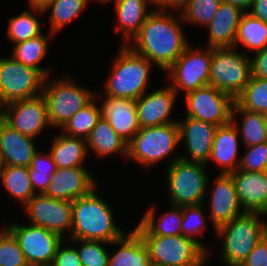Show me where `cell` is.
Instances as JSON below:
<instances>
[{
  "instance_id": "13",
  "label": "cell",
  "mask_w": 267,
  "mask_h": 266,
  "mask_svg": "<svg viewBox=\"0 0 267 266\" xmlns=\"http://www.w3.org/2000/svg\"><path fill=\"white\" fill-rule=\"evenodd\" d=\"M190 50V46H188L167 70L171 74V79L174 80V85L171 87L176 92L177 87L185 89L187 94L209 85L212 48L209 47L203 52L201 50L191 52Z\"/></svg>"
},
{
  "instance_id": "45",
  "label": "cell",
  "mask_w": 267,
  "mask_h": 266,
  "mask_svg": "<svg viewBox=\"0 0 267 266\" xmlns=\"http://www.w3.org/2000/svg\"><path fill=\"white\" fill-rule=\"evenodd\" d=\"M62 243L58 246L56 255L51 266H82L77 249L74 247H61Z\"/></svg>"
},
{
  "instance_id": "12",
  "label": "cell",
  "mask_w": 267,
  "mask_h": 266,
  "mask_svg": "<svg viewBox=\"0 0 267 266\" xmlns=\"http://www.w3.org/2000/svg\"><path fill=\"white\" fill-rule=\"evenodd\" d=\"M7 229L18 241L29 265H52L62 237L41 226L10 224Z\"/></svg>"
},
{
  "instance_id": "32",
  "label": "cell",
  "mask_w": 267,
  "mask_h": 266,
  "mask_svg": "<svg viewBox=\"0 0 267 266\" xmlns=\"http://www.w3.org/2000/svg\"><path fill=\"white\" fill-rule=\"evenodd\" d=\"M240 112L244 116L242 123L243 142L247 147L264 143L267 139V123L264 113L251 112L234 102L232 115Z\"/></svg>"
},
{
  "instance_id": "14",
  "label": "cell",
  "mask_w": 267,
  "mask_h": 266,
  "mask_svg": "<svg viewBox=\"0 0 267 266\" xmlns=\"http://www.w3.org/2000/svg\"><path fill=\"white\" fill-rule=\"evenodd\" d=\"M24 206L32 225L41 226L62 236L72 227V202L58 200L45 194L34 195Z\"/></svg>"
},
{
  "instance_id": "6",
  "label": "cell",
  "mask_w": 267,
  "mask_h": 266,
  "mask_svg": "<svg viewBox=\"0 0 267 266\" xmlns=\"http://www.w3.org/2000/svg\"><path fill=\"white\" fill-rule=\"evenodd\" d=\"M232 49L212 48L209 85L236 100L251 78V68L246 53Z\"/></svg>"
},
{
  "instance_id": "25",
  "label": "cell",
  "mask_w": 267,
  "mask_h": 266,
  "mask_svg": "<svg viewBox=\"0 0 267 266\" xmlns=\"http://www.w3.org/2000/svg\"><path fill=\"white\" fill-rule=\"evenodd\" d=\"M112 243L121 247L113 256H109L108 266H152L149 251L135 230Z\"/></svg>"
},
{
  "instance_id": "18",
  "label": "cell",
  "mask_w": 267,
  "mask_h": 266,
  "mask_svg": "<svg viewBox=\"0 0 267 266\" xmlns=\"http://www.w3.org/2000/svg\"><path fill=\"white\" fill-rule=\"evenodd\" d=\"M230 174L244 211L267 214V173L237 169Z\"/></svg>"
},
{
  "instance_id": "52",
  "label": "cell",
  "mask_w": 267,
  "mask_h": 266,
  "mask_svg": "<svg viewBox=\"0 0 267 266\" xmlns=\"http://www.w3.org/2000/svg\"><path fill=\"white\" fill-rule=\"evenodd\" d=\"M2 167H3V163H2V160L0 158V174H1V171H2Z\"/></svg>"
},
{
  "instance_id": "41",
  "label": "cell",
  "mask_w": 267,
  "mask_h": 266,
  "mask_svg": "<svg viewBox=\"0 0 267 266\" xmlns=\"http://www.w3.org/2000/svg\"><path fill=\"white\" fill-rule=\"evenodd\" d=\"M201 204L182 206V235L186 238L196 241L205 251L204 245L194 239L192 235L202 233L205 228L203 210Z\"/></svg>"
},
{
  "instance_id": "10",
  "label": "cell",
  "mask_w": 267,
  "mask_h": 266,
  "mask_svg": "<svg viewBox=\"0 0 267 266\" xmlns=\"http://www.w3.org/2000/svg\"><path fill=\"white\" fill-rule=\"evenodd\" d=\"M45 79L39 70L17 62L12 56L0 59V93L6 104L38 97L37 89L42 91Z\"/></svg>"
},
{
  "instance_id": "54",
  "label": "cell",
  "mask_w": 267,
  "mask_h": 266,
  "mask_svg": "<svg viewBox=\"0 0 267 266\" xmlns=\"http://www.w3.org/2000/svg\"><path fill=\"white\" fill-rule=\"evenodd\" d=\"M3 122V116H0V125Z\"/></svg>"
},
{
  "instance_id": "27",
  "label": "cell",
  "mask_w": 267,
  "mask_h": 266,
  "mask_svg": "<svg viewBox=\"0 0 267 266\" xmlns=\"http://www.w3.org/2000/svg\"><path fill=\"white\" fill-rule=\"evenodd\" d=\"M173 211L159 218L158 224L154 223V210L150 209L143 217L135 231L140 236H171L182 235V206L173 205Z\"/></svg>"
},
{
  "instance_id": "15",
  "label": "cell",
  "mask_w": 267,
  "mask_h": 266,
  "mask_svg": "<svg viewBox=\"0 0 267 266\" xmlns=\"http://www.w3.org/2000/svg\"><path fill=\"white\" fill-rule=\"evenodd\" d=\"M6 106L8 107L4 111L3 121L23 135L34 138L43 127L50 125L47 104L42 94L28 100L14 101Z\"/></svg>"
},
{
  "instance_id": "56",
  "label": "cell",
  "mask_w": 267,
  "mask_h": 266,
  "mask_svg": "<svg viewBox=\"0 0 267 266\" xmlns=\"http://www.w3.org/2000/svg\"><path fill=\"white\" fill-rule=\"evenodd\" d=\"M101 2H106L107 3V1H109V0H100Z\"/></svg>"
},
{
  "instance_id": "5",
  "label": "cell",
  "mask_w": 267,
  "mask_h": 266,
  "mask_svg": "<svg viewBox=\"0 0 267 266\" xmlns=\"http://www.w3.org/2000/svg\"><path fill=\"white\" fill-rule=\"evenodd\" d=\"M152 266H202L207 258L196 241L183 235L141 236Z\"/></svg>"
},
{
  "instance_id": "30",
  "label": "cell",
  "mask_w": 267,
  "mask_h": 266,
  "mask_svg": "<svg viewBox=\"0 0 267 266\" xmlns=\"http://www.w3.org/2000/svg\"><path fill=\"white\" fill-rule=\"evenodd\" d=\"M237 42L256 52L264 49L267 46V22L250 13H243L237 29L235 46Z\"/></svg>"
},
{
  "instance_id": "55",
  "label": "cell",
  "mask_w": 267,
  "mask_h": 266,
  "mask_svg": "<svg viewBox=\"0 0 267 266\" xmlns=\"http://www.w3.org/2000/svg\"><path fill=\"white\" fill-rule=\"evenodd\" d=\"M264 144H265V147L267 149V139L265 140Z\"/></svg>"
},
{
  "instance_id": "9",
  "label": "cell",
  "mask_w": 267,
  "mask_h": 266,
  "mask_svg": "<svg viewBox=\"0 0 267 266\" xmlns=\"http://www.w3.org/2000/svg\"><path fill=\"white\" fill-rule=\"evenodd\" d=\"M46 82L45 79L41 94L47 104L51 126L63 127L74 114L94 99L90 91L79 87L69 79L54 81L50 86H46Z\"/></svg>"
},
{
  "instance_id": "4",
  "label": "cell",
  "mask_w": 267,
  "mask_h": 266,
  "mask_svg": "<svg viewBox=\"0 0 267 266\" xmlns=\"http://www.w3.org/2000/svg\"><path fill=\"white\" fill-rule=\"evenodd\" d=\"M106 84L107 97L136 100L145 93L151 61L129 46L121 49Z\"/></svg>"
},
{
  "instance_id": "47",
  "label": "cell",
  "mask_w": 267,
  "mask_h": 266,
  "mask_svg": "<svg viewBox=\"0 0 267 266\" xmlns=\"http://www.w3.org/2000/svg\"><path fill=\"white\" fill-rule=\"evenodd\" d=\"M251 7L252 16L267 22V0H253Z\"/></svg>"
},
{
  "instance_id": "11",
  "label": "cell",
  "mask_w": 267,
  "mask_h": 266,
  "mask_svg": "<svg viewBox=\"0 0 267 266\" xmlns=\"http://www.w3.org/2000/svg\"><path fill=\"white\" fill-rule=\"evenodd\" d=\"M187 117L210 122L216 126L231 121L235 100L217 88L206 85L186 94Z\"/></svg>"
},
{
  "instance_id": "38",
  "label": "cell",
  "mask_w": 267,
  "mask_h": 266,
  "mask_svg": "<svg viewBox=\"0 0 267 266\" xmlns=\"http://www.w3.org/2000/svg\"><path fill=\"white\" fill-rule=\"evenodd\" d=\"M39 155V152L34 155L31 166L29 167V174L34 193L35 189L38 187L40 190L39 194H44L48 189L51 177L57 168L51 154L45 156Z\"/></svg>"
},
{
  "instance_id": "43",
  "label": "cell",
  "mask_w": 267,
  "mask_h": 266,
  "mask_svg": "<svg viewBox=\"0 0 267 266\" xmlns=\"http://www.w3.org/2000/svg\"><path fill=\"white\" fill-rule=\"evenodd\" d=\"M248 152L239 161L238 170L266 172L267 170V149L264 143L247 147Z\"/></svg>"
},
{
  "instance_id": "17",
  "label": "cell",
  "mask_w": 267,
  "mask_h": 266,
  "mask_svg": "<svg viewBox=\"0 0 267 266\" xmlns=\"http://www.w3.org/2000/svg\"><path fill=\"white\" fill-rule=\"evenodd\" d=\"M179 138L185 140L189 154L192 158L180 157L185 161L206 164L211 155L212 144L218 126L186 116L185 122H177Z\"/></svg>"
},
{
  "instance_id": "22",
  "label": "cell",
  "mask_w": 267,
  "mask_h": 266,
  "mask_svg": "<svg viewBox=\"0 0 267 266\" xmlns=\"http://www.w3.org/2000/svg\"><path fill=\"white\" fill-rule=\"evenodd\" d=\"M211 200L212 221L217 229L219 226L231 222L245 211L239 212L240 203L231 174L219 176L214 187Z\"/></svg>"
},
{
  "instance_id": "2",
  "label": "cell",
  "mask_w": 267,
  "mask_h": 266,
  "mask_svg": "<svg viewBox=\"0 0 267 266\" xmlns=\"http://www.w3.org/2000/svg\"><path fill=\"white\" fill-rule=\"evenodd\" d=\"M72 240H100L112 243L124 234L112 217L109 206L96 195L94 189L72 201Z\"/></svg>"
},
{
  "instance_id": "51",
  "label": "cell",
  "mask_w": 267,
  "mask_h": 266,
  "mask_svg": "<svg viewBox=\"0 0 267 266\" xmlns=\"http://www.w3.org/2000/svg\"><path fill=\"white\" fill-rule=\"evenodd\" d=\"M3 104V106L6 107V103L4 102L2 96H1V93H0V105ZM4 114V110L0 112V116H3Z\"/></svg>"
},
{
  "instance_id": "8",
  "label": "cell",
  "mask_w": 267,
  "mask_h": 266,
  "mask_svg": "<svg viewBox=\"0 0 267 266\" xmlns=\"http://www.w3.org/2000/svg\"><path fill=\"white\" fill-rule=\"evenodd\" d=\"M205 164L174 158L168 169L169 192L175 206L202 203L207 188Z\"/></svg>"
},
{
  "instance_id": "46",
  "label": "cell",
  "mask_w": 267,
  "mask_h": 266,
  "mask_svg": "<svg viewBox=\"0 0 267 266\" xmlns=\"http://www.w3.org/2000/svg\"><path fill=\"white\" fill-rule=\"evenodd\" d=\"M251 77L267 79V46L250 60Z\"/></svg>"
},
{
  "instance_id": "3",
  "label": "cell",
  "mask_w": 267,
  "mask_h": 266,
  "mask_svg": "<svg viewBox=\"0 0 267 266\" xmlns=\"http://www.w3.org/2000/svg\"><path fill=\"white\" fill-rule=\"evenodd\" d=\"M258 212H244L216 230L224 241L223 257L228 266H240L256 244L267 234Z\"/></svg>"
},
{
  "instance_id": "23",
  "label": "cell",
  "mask_w": 267,
  "mask_h": 266,
  "mask_svg": "<svg viewBox=\"0 0 267 266\" xmlns=\"http://www.w3.org/2000/svg\"><path fill=\"white\" fill-rule=\"evenodd\" d=\"M244 12L229 3L221 2L208 24L210 48H233L240 19Z\"/></svg>"
},
{
  "instance_id": "28",
  "label": "cell",
  "mask_w": 267,
  "mask_h": 266,
  "mask_svg": "<svg viewBox=\"0 0 267 266\" xmlns=\"http://www.w3.org/2000/svg\"><path fill=\"white\" fill-rule=\"evenodd\" d=\"M86 144H89V147L101 156L116 152H123L122 154L127 156L128 143L115 132L110 123L102 116L86 139Z\"/></svg>"
},
{
  "instance_id": "53",
  "label": "cell",
  "mask_w": 267,
  "mask_h": 266,
  "mask_svg": "<svg viewBox=\"0 0 267 266\" xmlns=\"http://www.w3.org/2000/svg\"><path fill=\"white\" fill-rule=\"evenodd\" d=\"M28 266H51V265H28Z\"/></svg>"
},
{
  "instance_id": "49",
  "label": "cell",
  "mask_w": 267,
  "mask_h": 266,
  "mask_svg": "<svg viewBox=\"0 0 267 266\" xmlns=\"http://www.w3.org/2000/svg\"><path fill=\"white\" fill-rule=\"evenodd\" d=\"M185 1L186 0H148V2H153L157 4L160 8H162V10L168 5L174 6L176 8L181 7Z\"/></svg>"
},
{
  "instance_id": "31",
  "label": "cell",
  "mask_w": 267,
  "mask_h": 266,
  "mask_svg": "<svg viewBox=\"0 0 267 266\" xmlns=\"http://www.w3.org/2000/svg\"><path fill=\"white\" fill-rule=\"evenodd\" d=\"M0 177L10 194L24 205L35 195L28 167L3 165Z\"/></svg>"
},
{
  "instance_id": "26",
  "label": "cell",
  "mask_w": 267,
  "mask_h": 266,
  "mask_svg": "<svg viewBox=\"0 0 267 266\" xmlns=\"http://www.w3.org/2000/svg\"><path fill=\"white\" fill-rule=\"evenodd\" d=\"M85 141L81 137L59 135L54 140L50 151L56 168L83 167L81 164L88 151Z\"/></svg>"
},
{
  "instance_id": "35",
  "label": "cell",
  "mask_w": 267,
  "mask_h": 266,
  "mask_svg": "<svg viewBox=\"0 0 267 266\" xmlns=\"http://www.w3.org/2000/svg\"><path fill=\"white\" fill-rule=\"evenodd\" d=\"M101 116V109L92 100L87 106L74 114L62 127L65 130L64 134L73 137L82 136L81 138L84 137L86 140Z\"/></svg>"
},
{
  "instance_id": "19",
  "label": "cell",
  "mask_w": 267,
  "mask_h": 266,
  "mask_svg": "<svg viewBox=\"0 0 267 266\" xmlns=\"http://www.w3.org/2000/svg\"><path fill=\"white\" fill-rule=\"evenodd\" d=\"M177 92L170 86L158 89L149 95H142L136 102V110L140 128L177 123L169 120L173 102Z\"/></svg>"
},
{
  "instance_id": "16",
  "label": "cell",
  "mask_w": 267,
  "mask_h": 266,
  "mask_svg": "<svg viewBox=\"0 0 267 266\" xmlns=\"http://www.w3.org/2000/svg\"><path fill=\"white\" fill-rule=\"evenodd\" d=\"M92 176L84 167L56 169L44 193L58 200L73 201L94 189Z\"/></svg>"
},
{
  "instance_id": "39",
  "label": "cell",
  "mask_w": 267,
  "mask_h": 266,
  "mask_svg": "<svg viewBox=\"0 0 267 266\" xmlns=\"http://www.w3.org/2000/svg\"><path fill=\"white\" fill-rule=\"evenodd\" d=\"M87 0H55L52 7L51 33L57 32L66 23L74 19L86 6Z\"/></svg>"
},
{
  "instance_id": "29",
  "label": "cell",
  "mask_w": 267,
  "mask_h": 266,
  "mask_svg": "<svg viewBox=\"0 0 267 266\" xmlns=\"http://www.w3.org/2000/svg\"><path fill=\"white\" fill-rule=\"evenodd\" d=\"M117 17L120 27L124 31L125 39L132 37V39L139 33L144 21L150 14L146 12V5L149 3L148 0H115Z\"/></svg>"
},
{
  "instance_id": "34",
  "label": "cell",
  "mask_w": 267,
  "mask_h": 266,
  "mask_svg": "<svg viewBox=\"0 0 267 266\" xmlns=\"http://www.w3.org/2000/svg\"><path fill=\"white\" fill-rule=\"evenodd\" d=\"M235 102L245 110L267 112V79L251 77Z\"/></svg>"
},
{
  "instance_id": "57",
  "label": "cell",
  "mask_w": 267,
  "mask_h": 266,
  "mask_svg": "<svg viewBox=\"0 0 267 266\" xmlns=\"http://www.w3.org/2000/svg\"><path fill=\"white\" fill-rule=\"evenodd\" d=\"M266 123H267V112L265 113Z\"/></svg>"
},
{
  "instance_id": "33",
  "label": "cell",
  "mask_w": 267,
  "mask_h": 266,
  "mask_svg": "<svg viewBox=\"0 0 267 266\" xmlns=\"http://www.w3.org/2000/svg\"><path fill=\"white\" fill-rule=\"evenodd\" d=\"M47 44L46 37L40 34L35 38L16 43L12 57L23 65L39 70L47 78L48 72L38 66L47 53Z\"/></svg>"
},
{
  "instance_id": "20",
  "label": "cell",
  "mask_w": 267,
  "mask_h": 266,
  "mask_svg": "<svg viewBox=\"0 0 267 266\" xmlns=\"http://www.w3.org/2000/svg\"><path fill=\"white\" fill-rule=\"evenodd\" d=\"M33 138L23 135L4 121L0 125V158L3 165L30 167L38 152Z\"/></svg>"
},
{
  "instance_id": "44",
  "label": "cell",
  "mask_w": 267,
  "mask_h": 266,
  "mask_svg": "<svg viewBox=\"0 0 267 266\" xmlns=\"http://www.w3.org/2000/svg\"><path fill=\"white\" fill-rule=\"evenodd\" d=\"M240 266H267V234L256 244Z\"/></svg>"
},
{
  "instance_id": "36",
  "label": "cell",
  "mask_w": 267,
  "mask_h": 266,
  "mask_svg": "<svg viewBox=\"0 0 267 266\" xmlns=\"http://www.w3.org/2000/svg\"><path fill=\"white\" fill-rule=\"evenodd\" d=\"M222 0H186L182 8V18L188 22L208 25L218 11Z\"/></svg>"
},
{
  "instance_id": "50",
  "label": "cell",
  "mask_w": 267,
  "mask_h": 266,
  "mask_svg": "<svg viewBox=\"0 0 267 266\" xmlns=\"http://www.w3.org/2000/svg\"><path fill=\"white\" fill-rule=\"evenodd\" d=\"M222 2L236 6L245 12V9L251 7L253 0H222Z\"/></svg>"
},
{
  "instance_id": "42",
  "label": "cell",
  "mask_w": 267,
  "mask_h": 266,
  "mask_svg": "<svg viewBox=\"0 0 267 266\" xmlns=\"http://www.w3.org/2000/svg\"><path fill=\"white\" fill-rule=\"evenodd\" d=\"M82 242L77 249L82 266H108L109 255L100 243V240H76Z\"/></svg>"
},
{
  "instance_id": "37",
  "label": "cell",
  "mask_w": 267,
  "mask_h": 266,
  "mask_svg": "<svg viewBox=\"0 0 267 266\" xmlns=\"http://www.w3.org/2000/svg\"><path fill=\"white\" fill-rule=\"evenodd\" d=\"M40 29L38 20L26 10L19 16L10 18L7 34L16 44L39 36Z\"/></svg>"
},
{
  "instance_id": "7",
  "label": "cell",
  "mask_w": 267,
  "mask_h": 266,
  "mask_svg": "<svg viewBox=\"0 0 267 266\" xmlns=\"http://www.w3.org/2000/svg\"><path fill=\"white\" fill-rule=\"evenodd\" d=\"M179 142L178 123L142 127L128 142L127 156L148 166L169 155Z\"/></svg>"
},
{
  "instance_id": "1",
  "label": "cell",
  "mask_w": 267,
  "mask_h": 266,
  "mask_svg": "<svg viewBox=\"0 0 267 266\" xmlns=\"http://www.w3.org/2000/svg\"><path fill=\"white\" fill-rule=\"evenodd\" d=\"M178 24L169 13L156 9L147 16L130 48L167 71L189 46Z\"/></svg>"
},
{
  "instance_id": "48",
  "label": "cell",
  "mask_w": 267,
  "mask_h": 266,
  "mask_svg": "<svg viewBox=\"0 0 267 266\" xmlns=\"http://www.w3.org/2000/svg\"><path fill=\"white\" fill-rule=\"evenodd\" d=\"M55 0H30V4L35 11H46L47 8L54 2Z\"/></svg>"
},
{
  "instance_id": "21",
  "label": "cell",
  "mask_w": 267,
  "mask_h": 266,
  "mask_svg": "<svg viewBox=\"0 0 267 266\" xmlns=\"http://www.w3.org/2000/svg\"><path fill=\"white\" fill-rule=\"evenodd\" d=\"M101 115L127 143L140 129L135 100L107 97Z\"/></svg>"
},
{
  "instance_id": "24",
  "label": "cell",
  "mask_w": 267,
  "mask_h": 266,
  "mask_svg": "<svg viewBox=\"0 0 267 266\" xmlns=\"http://www.w3.org/2000/svg\"><path fill=\"white\" fill-rule=\"evenodd\" d=\"M233 118L234 116H231L229 123L218 126L209 158L221 164L223 174H230L239 168V163L234 164L238 149V134Z\"/></svg>"
},
{
  "instance_id": "40",
  "label": "cell",
  "mask_w": 267,
  "mask_h": 266,
  "mask_svg": "<svg viewBox=\"0 0 267 266\" xmlns=\"http://www.w3.org/2000/svg\"><path fill=\"white\" fill-rule=\"evenodd\" d=\"M14 235L6 228L0 232V266H28Z\"/></svg>"
}]
</instances>
